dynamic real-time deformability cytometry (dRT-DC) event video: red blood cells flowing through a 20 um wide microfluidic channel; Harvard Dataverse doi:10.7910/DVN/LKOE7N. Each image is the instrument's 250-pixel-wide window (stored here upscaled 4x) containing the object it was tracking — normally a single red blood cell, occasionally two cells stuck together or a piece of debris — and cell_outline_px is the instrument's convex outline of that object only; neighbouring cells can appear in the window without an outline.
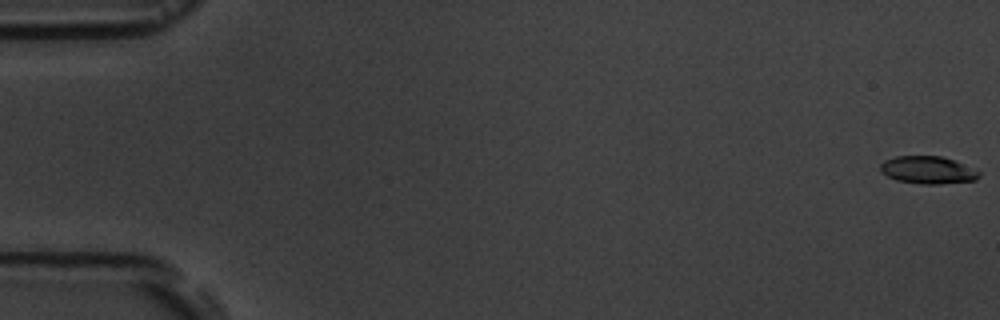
{"species": "common noctule bat (a hibernating species)", "species_latin": "Nyctalus noctula", "temperature_condition": "room temperature", "stored_images_in_passage": 17, "camera_frame_rate_fps": 3000, "um_per_image_px": 0.085, "animal": {"sex": "male", "body_mass_g": 19.5, "forearm_length_mm": 54.6}, "frame": {"image": 1, "passage_image": 1, "time_ms": 0.0, "image_size_px": [1000, 320], "cell_outline_px": [[980, 176], [976, 180], [940, 184], [920, 184], [896, 180], [880, 172], [880, 164], [884, 160], [896, 156], [940, 156], [952, 160], [980, 172]], "centroid_in_image_um": [78.82, 14.46], "position_along_channel_um": 6.2, "area_um2": 15.72}}
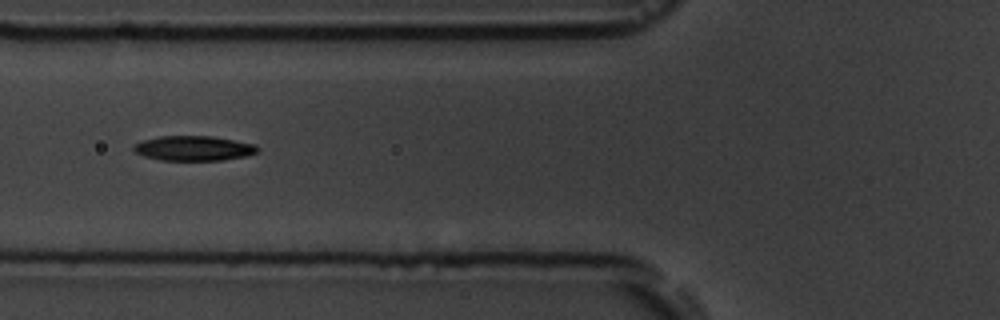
{"frame": {"image": 2, "passage_image": 7, "time_ms": 7.0, "image_size_px": [1000, 320], "cell_outline_px": [[260, 148], [256, 152], [248, 156], [224, 160], [160, 160], [144, 156], [132, 152], [132, 144], [144, 140], [160, 136], [212, 136], [256, 144]], "centroid_in_image_um": [16.45, 12.6], "position_along_channel_um": 109.4, "area_um2": 18.15}}
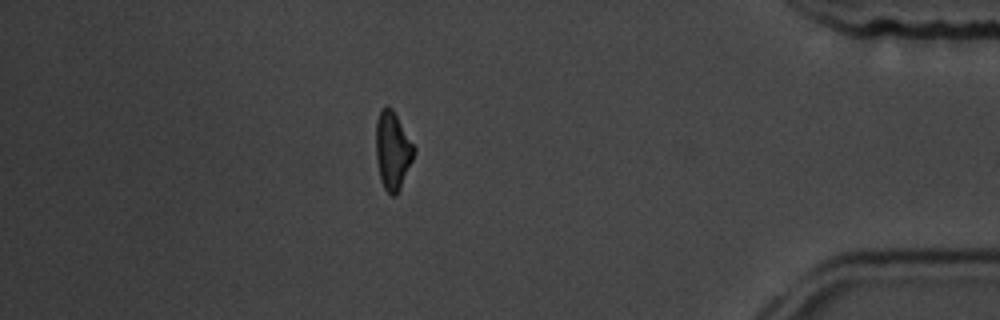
{"frame": {"image": 3, "passage_image": 15, "time_ms": 16.0, "image_size_px": [1000, 320], "cell_outline_px": [[416, 152], [400, 188], [396, 196], [392, 196], [384, 188], [380, 180], [376, 160], [376, 120], [380, 108], [384, 104], [388, 104], [392, 108], [416, 148]], "centroid_in_image_um": [33.36, 12.75], "position_along_channel_um": 401.8, "area_um2": 17.57}, "authors_computed_cell_mechanics": {"area_um2": 17.2244, "velocity_mm_per_s": 3.7095, "shape_relaxation_time_tau1_ms": 2.0322, "shape_relaxation_time_tau2_ms": 4.4683, "deformation_change_tau1": 0.1085, "deformation_change_tau2": 0.1283}}